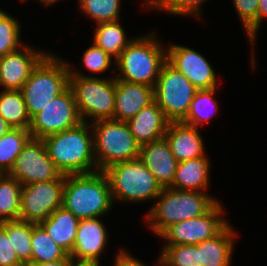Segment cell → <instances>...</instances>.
<instances>
[{
	"label": "cell",
	"instance_id": "18",
	"mask_svg": "<svg viewBox=\"0 0 267 266\" xmlns=\"http://www.w3.org/2000/svg\"><path fill=\"white\" fill-rule=\"evenodd\" d=\"M152 102H154V87L116 80L113 120L127 122Z\"/></svg>",
	"mask_w": 267,
	"mask_h": 266
},
{
	"label": "cell",
	"instance_id": "40",
	"mask_svg": "<svg viewBox=\"0 0 267 266\" xmlns=\"http://www.w3.org/2000/svg\"><path fill=\"white\" fill-rule=\"evenodd\" d=\"M267 18V0H259L258 5V30H260V26L263 19Z\"/></svg>",
	"mask_w": 267,
	"mask_h": 266
},
{
	"label": "cell",
	"instance_id": "33",
	"mask_svg": "<svg viewBox=\"0 0 267 266\" xmlns=\"http://www.w3.org/2000/svg\"><path fill=\"white\" fill-rule=\"evenodd\" d=\"M206 0H149L143 6L152 10L169 12L171 15L202 17L201 6Z\"/></svg>",
	"mask_w": 267,
	"mask_h": 266
},
{
	"label": "cell",
	"instance_id": "32",
	"mask_svg": "<svg viewBox=\"0 0 267 266\" xmlns=\"http://www.w3.org/2000/svg\"><path fill=\"white\" fill-rule=\"evenodd\" d=\"M21 28L16 18L0 9V58L25 45L21 41Z\"/></svg>",
	"mask_w": 267,
	"mask_h": 266
},
{
	"label": "cell",
	"instance_id": "22",
	"mask_svg": "<svg viewBox=\"0 0 267 266\" xmlns=\"http://www.w3.org/2000/svg\"><path fill=\"white\" fill-rule=\"evenodd\" d=\"M237 232L228 224L219 234L195 246L200 251L201 266H230Z\"/></svg>",
	"mask_w": 267,
	"mask_h": 266
},
{
	"label": "cell",
	"instance_id": "14",
	"mask_svg": "<svg viewBox=\"0 0 267 266\" xmlns=\"http://www.w3.org/2000/svg\"><path fill=\"white\" fill-rule=\"evenodd\" d=\"M167 62L181 72L198 90L217 86V75L204 55L192 48L172 44L166 47Z\"/></svg>",
	"mask_w": 267,
	"mask_h": 266
},
{
	"label": "cell",
	"instance_id": "35",
	"mask_svg": "<svg viewBox=\"0 0 267 266\" xmlns=\"http://www.w3.org/2000/svg\"><path fill=\"white\" fill-rule=\"evenodd\" d=\"M233 4L250 44L255 47L254 45L258 33L259 0H233Z\"/></svg>",
	"mask_w": 267,
	"mask_h": 266
},
{
	"label": "cell",
	"instance_id": "38",
	"mask_svg": "<svg viewBox=\"0 0 267 266\" xmlns=\"http://www.w3.org/2000/svg\"><path fill=\"white\" fill-rule=\"evenodd\" d=\"M157 261L156 266H159V258ZM113 264V266H147L132 254H129L124 248L116 253Z\"/></svg>",
	"mask_w": 267,
	"mask_h": 266
},
{
	"label": "cell",
	"instance_id": "24",
	"mask_svg": "<svg viewBox=\"0 0 267 266\" xmlns=\"http://www.w3.org/2000/svg\"><path fill=\"white\" fill-rule=\"evenodd\" d=\"M119 21L98 23L95 28L94 39H92L98 47L115 60L134 39H130V37L127 39L125 30Z\"/></svg>",
	"mask_w": 267,
	"mask_h": 266
},
{
	"label": "cell",
	"instance_id": "2",
	"mask_svg": "<svg viewBox=\"0 0 267 266\" xmlns=\"http://www.w3.org/2000/svg\"><path fill=\"white\" fill-rule=\"evenodd\" d=\"M146 215L149 229L159 236L169 226L207 213L218 201L208 192L162 188Z\"/></svg>",
	"mask_w": 267,
	"mask_h": 266
},
{
	"label": "cell",
	"instance_id": "9",
	"mask_svg": "<svg viewBox=\"0 0 267 266\" xmlns=\"http://www.w3.org/2000/svg\"><path fill=\"white\" fill-rule=\"evenodd\" d=\"M197 90L181 72L166 62L154 86V101L170 122H181Z\"/></svg>",
	"mask_w": 267,
	"mask_h": 266
},
{
	"label": "cell",
	"instance_id": "4",
	"mask_svg": "<svg viewBox=\"0 0 267 266\" xmlns=\"http://www.w3.org/2000/svg\"><path fill=\"white\" fill-rule=\"evenodd\" d=\"M158 40L156 31L134 38L115 60L120 71L116 80L154 87L167 62L166 46Z\"/></svg>",
	"mask_w": 267,
	"mask_h": 266
},
{
	"label": "cell",
	"instance_id": "15",
	"mask_svg": "<svg viewBox=\"0 0 267 266\" xmlns=\"http://www.w3.org/2000/svg\"><path fill=\"white\" fill-rule=\"evenodd\" d=\"M101 217L81 219L69 255L79 266H100V257L108 246V232Z\"/></svg>",
	"mask_w": 267,
	"mask_h": 266
},
{
	"label": "cell",
	"instance_id": "31",
	"mask_svg": "<svg viewBox=\"0 0 267 266\" xmlns=\"http://www.w3.org/2000/svg\"><path fill=\"white\" fill-rule=\"evenodd\" d=\"M80 10L98 23L120 20L121 0H78Z\"/></svg>",
	"mask_w": 267,
	"mask_h": 266
},
{
	"label": "cell",
	"instance_id": "37",
	"mask_svg": "<svg viewBox=\"0 0 267 266\" xmlns=\"http://www.w3.org/2000/svg\"><path fill=\"white\" fill-rule=\"evenodd\" d=\"M0 266H24L18 259L11 244V237H7L6 230L0 225Z\"/></svg>",
	"mask_w": 267,
	"mask_h": 266
},
{
	"label": "cell",
	"instance_id": "28",
	"mask_svg": "<svg viewBox=\"0 0 267 266\" xmlns=\"http://www.w3.org/2000/svg\"><path fill=\"white\" fill-rule=\"evenodd\" d=\"M32 138L29 129L11 128L0 137V174L9 173L16 158Z\"/></svg>",
	"mask_w": 267,
	"mask_h": 266
},
{
	"label": "cell",
	"instance_id": "1",
	"mask_svg": "<svg viewBox=\"0 0 267 266\" xmlns=\"http://www.w3.org/2000/svg\"><path fill=\"white\" fill-rule=\"evenodd\" d=\"M50 159L63 175L97 172L93 132L89 122L46 136L44 139Z\"/></svg>",
	"mask_w": 267,
	"mask_h": 266
},
{
	"label": "cell",
	"instance_id": "7",
	"mask_svg": "<svg viewBox=\"0 0 267 266\" xmlns=\"http://www.w3.org/2000/svg\"><path fill=\"white\" fill-rule=\"evenodd\" d=\"M103 172L110 184L113 203L115 200L128 203L155 200L162 190V186L139 158L112 164Z\"/></svg>",
	"mask_w": 267,
	"mask_h": 266
},
{
	"label": "cell",
	"instance_id": "26",
	"mask_svg": "<svg viewBox=\"0 0 267 266\" xmlns=\"http://www.w3.org/2000/svg\"><path fill=\"white\" fill-rule=\"evenodd\" d=\"M22 184L8 173L0 174V222L20 220Z\"/></svg>",
	"mask_w": 267,
	"mask_h": 266
},
{
	"label": "cell",
	"instance_id": "43",
	"mask_svg": "<svg viewBox=\"0 0 267 266\" xmlns=\"http://www.w3.org/2000/svg\"><path fill=\"white\" fill-rule=\"evenodd\" d=\"M159 266H171V265L167 264L159 255Z\"/></svg>",
	"mask_w": 267,
	"mask_h": 266
},
{
	"label": "cell",
	"instance_id": "5",
	"mask_svg": "<svg viewBox=\"0 0 267 266\" xmlns=\"http://www.w3.org/2000/svg\"><path fill=\"white\" fill-rule=\"evenodd\" d=\"M68 66L69 87L73 92L81 120L87 122V119L92 118L91 122H95L113 119L116 96L115 76L109 79L93 77L76 70L72 64L68 63Z\"/></svg>",
	"mask_w": 267,
	"mask_h": 266
},
{
	"label": "cell",
	"instance_id": "21",
	"mask_svg": "<svg viewBox=\"0 0 267 266\" xmlns=\"http://www.w3.org/2000/svg\"><path fill=\"white\" fill-rule=\"evenodd\" d=\"M208 156L178 162L172 189L207 192L210 184V159Z\"/></svg>",
	"mask_w": 267,
	"mask_h": 266
},
{
	"label": "cell",
	"instance_id": "20",
	"mask_svg": "<svg viewBox=\"0 0 267 266\" xmlns=\"http://www.w3.org/2000/svg\"><path fill=\"white\" fill-rule=\"evenodd\" d=\"M140 146L162 139L170 121L154 101L126 122Z\"/></svg>",
	"mask_w": 267,
	"mask_h": 266
},
{
	"label": "cell",
	"instance_id": "34",
	"mask_svg": "<svg viewBox=\"0 0 267 266\" xmlns=\"http://www.w3.org/2000/svg\"><path fill=\"white\" fill-rule=\"evenodd\" d=\"M160 257L171 266H201L200 251L195 245L163 246Z\"/></svg>",
	"mask_w": 267,
	"mask_h": 266
},
{
	"label": "cell",
	"instance_id": "27",
	"mask_svg": "<svg viewBox=\"0 0 267 266\" xmlns=\"http://www.w3.org/2000/svg\"><path fill=\"white\" fill-rule=\"evenodd\" d=\"M217 88L197 90L190 103L189 111L181 122L197 128L209 123L211 117L216 116L218 111V104L214 98Z\"/></svg>",
	"mask_w": 267,
	"mask_h": 266
},
{
	"label": "cell",
	"instance_id": "8",
	"mask_svg": "<svg viewBox=\"0 0 267 266\" xmlns=\"http://www.w3.org/2000/svg\"><path fill=\"white\" fill-rule=\"evenodd\" d=\"M91 128L98 171H103L115 163L139 158L141 146L126 122L98 120L91 123Z\"/></svg>",
	"mask_w": 267,
	"mask_h": 266
},
{
	"label": "cell",
	"instance_id": "12",
	"mask_svg": "<svg viewBox=\"0 0 267 266\" xmlns=\"http://www.w3.org/2000/svg\"><path fill=\"white\" fill-rule=\"evenodd\" d=\"M80 122L82 120L73 92L68 87L31 119L29 131L32 138L44 139L46 136L75 127Z\"/></svg>",
	"mask_w": 267,
	"mask_h": 266
},
{
	"label": "cell",
	"instance_id": "11",
	"mask_svg": "<svg viewBox=\"0 0 267 266\" xmlns=\"http://www.w3.org/2000/svg\"><path fill=\"white\" fill-rule=\"evenodd\" d=\"M65 175L22 186L20 220L40 224L63 206Z\"/></svg>",
	"mask_w": 267,
	"mask_h": 266
},
{
	"label": "cell",
	"instance_id": "19",
	"mask_svg": "<svg viewBox=\"0 0 267 266\" xmlns=\"http://www.w3.org/2000/svg\"><path fill=\"white\" fill-rule=\"evenodd\" d=\"M178 162L206 156L199 128L183 122H170L164 135Z\"/></svg>",
	"mask_w": 267,
	"mask_h": 266
},
{
	"label": "cell",
	"instance_id": "25",
	"mask_svg": "<svg viewBox=\"0 0 267 266\" xmlns=\"http://www.w3.org/2000/svg\"><path fill=\"white\" fill-rule=\"evenodd\" d=\"M0 116L12 128H30L31 117L28 114L27 107L20 90L1 89Z\"/></svg>",
	"mask_w": 267,
	"mask_h": 266
},
{
	"label": "cell",
	"instance_id": "13",
	"mask_svg": "<svg viewBox=\"0 0 267 266\" xmlns=\"http://www.w3.org/2000/svg\"><path fill=\"white\" fill-rule=\"evenodd\" d=\"M22 186L58 179L62 173L50 159L43 139L31 138L8 173Z\"/></svg>",
	"mask_w": 267,
	"mask_h": 266
},
{
	"label": "cell",
	"instance_id": "23",
	"mask_svg": "<svg viewBox=\"0 0 267 266\" xmlns=\"http://www.w3.org/2000/svg\"><path fill=\"white\" fill-rule=\"evenodd\" d=\"M80 219L75 217L63 206L58 208L40 225L48 233L49 237L68 255L73 250Z\"/></svg>",
	"mask_w": 267,
	"mask_h": 266
},
{
	"label": "cell",
	"instance_id": "30",
	"mask_svg": "<svg viewBox=\"0 0 267 266\" xmlns=\"http://www.w3.org/2000/svg\"><path fill=\"white\" fill-rule=\"evenodd\" d=\"M31 262H54L68 254L61 249L40 224L33 223Z\"/></svg>",
	"mask_w": 267,
	"mask_h": 266
},
{
	"label": "cell",
	"instance_id": "39",
	"mask_svg": "<svg viewBox=\"0 0 267 266\" xmlns=\"http://www.w3.org/2000/svg\"><path fill=\"white\" fill-rule=\"evenodd\" d=\"M28 266H79L69 255L64 259L57 260L54 262H42L36 263L31 262Z\"/></svg>",
	"mask_w": 267,
	"mask_h": 266
},
{
	"label": "cell",
	"instance_id": "42",
	"mask_svg": "<svg viewBox=\"0 0 267 266\" xmlns=\"http://www.w3.org/2000/svg\"><path fill=\"white\" fill-rule=\"evenodd\" d=\"M60 0H42L41 1V4L49 7V6H52L54 3L58 2Z\"/></svg>",
	"mask_w": 267,
	"mask_h": 266
},
{
	"label": "cell",
	"instance_id": "29",
	"mask_svg": "<svg viewBox=\"0 0 267 266\" xmlns=\"http://www.w3.org/2000/svg\"><path fill=\"white\" fill-rule=\"evenodd\" d=\"M0 225L11 237V244L19 261L28 266L31 263L33 223L22 220L4 221Z\"/></svg>",
	"mask_w": 267,
	"mask_h": 266
},
{
	"label": "cell",
	"instance_id": "36",
	"mask_svg": "<svg viewBox=\"0 0 267 266\" xmlns=\"http://www.w3.org/2000/svg\"><path fill=\"white\" fill-rule=\"evenodd\" d=\"M83 54V66L94 74L106 72L112 66L111 63L115 65V59L94 42Z\"/></svg>",
	"mask_w": 267,
	"mask_h": 266
},
{
	"label": "cell",
	"instance_id": "17",
	"mask_svg": "<svg viewBox=\"0 0 267 266\" xmlns=\"http://www.w3.org/2000/svg\"><path fill=\"white\" fill-rule=\"evenodd\" d=\"M139 159L162 188L169 187L173 183L178 161L165 137L141 146Z\"/></svg>",
	"mask_w": 267,
	"mask_h": 266
},
{
	"label": "cell",
	"instance_id": "10",
	"mask_svg": "<svg viewBox=\"0 0 267 266\" xmlns=\"http://www.w3.org/2000/svg\"><path fill=\"white\" fill-rule=\"evenodd\" d=\"M224 209V205L218 201L207 213L173 224L158 237L166 239L165 246L196 245L212 239L230 223L224 219Z\"/></svg>",
	"mask_w": 267,
	"mask_h": 266
},
{
	"label": "cell",
	"instance_id": "16",
	"mask_svg": "<svg viewBox=\"0 0 267 266\" xmlns=\"http://www.w3.org/2000/svg\"><path fill=\"white\" fill-rule=\"evenodd\" d=\"M24 45L0 58V86L4 90H20L34 68L49 53Z\"/></svg>",
	"mask_w": 267,
	"mask_h": 266
},
{
	"label": "cell",
	"instance_id": "6",
	"mask_svg": "<svg viewBox=\"0 0 267 266\" xmlns=\"http://www.w3.org/2000/svg\"><path fill=\"white\" fill-rule=\"evenodd\" d=\"M51 53V54H50ZM68 61L49 52L20 89L31 119L69 87Z\"/></svg>",
	"mask_w": 267,
	"mask_h": 266
},
{
	"label": "cell",
	"instance_id": "41",
	"mask_svg": "<svg viewBox=\"0 0 267 266\" xmlns=\"http://www.w3.org/2000/svg\"><path fill=\"white\" fill-rule=\"evenodd\" d=\"M12 127L0 116V137L5 135Z\"/></svg>",
	"mask_w": 267,
	"mask_h": 266
},
{
	"label": "cell",
	"instance_id": "3",
	"mask_svg": "<svg viewBox=\"0 0 267 266\" xmlns=\"http://www.w3.org/2000/svg\"><path fill=\"white\" fill-rule=\"evenodd\" d=\"M110 184L103 171L65 175L63 207L75 217H103L113 208Z\"/></svg>",
	"mask_w": 267,
	"mask_h": 266
}]
</instances>
